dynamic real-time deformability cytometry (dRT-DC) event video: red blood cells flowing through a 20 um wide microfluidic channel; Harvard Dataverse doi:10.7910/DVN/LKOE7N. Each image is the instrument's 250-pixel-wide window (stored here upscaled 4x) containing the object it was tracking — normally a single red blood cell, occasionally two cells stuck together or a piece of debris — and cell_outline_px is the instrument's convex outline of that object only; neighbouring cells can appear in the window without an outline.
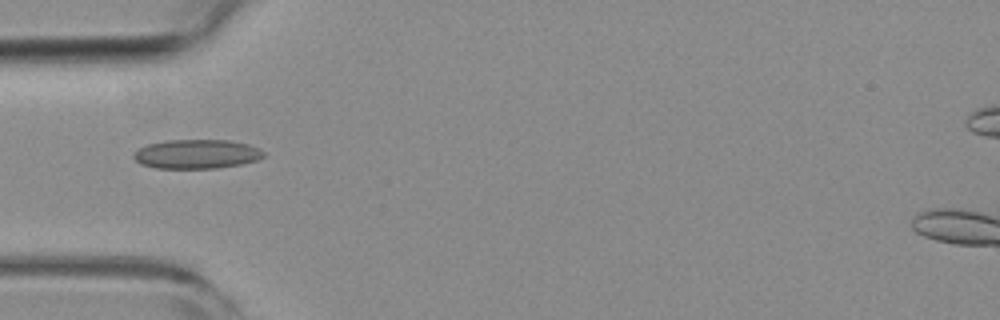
{"species": "common noctule bat (a hibernating species)", "species_latin": "Nyctalus noctula", "temperature_condition": "room temperature", "stored_images_in_passage": 4, "camera_frame_rate_fps": 3000, "um_per_image_px": 0.085, "animal": {"sex": "female", "body_mass_g": 19.3, "forearm_length_mm": 54.1}, "frame": {"image": 1, "passage_image": 1, "time_ms": 0.0, "image_size_px": [1000, 320], "cell_outline_px": [[264, 156], [256, 160], [240, 164], [216, 168], [156, 168], [140, 164], [132, 156], [132, 152], [148, 144], [164, 140], [228, 140], [248, 144], [264, 152]], "centroid_in_image_um": [16.66, 13.09], "position_along_channel_um": 68.3, "area_um2": 22.02}}